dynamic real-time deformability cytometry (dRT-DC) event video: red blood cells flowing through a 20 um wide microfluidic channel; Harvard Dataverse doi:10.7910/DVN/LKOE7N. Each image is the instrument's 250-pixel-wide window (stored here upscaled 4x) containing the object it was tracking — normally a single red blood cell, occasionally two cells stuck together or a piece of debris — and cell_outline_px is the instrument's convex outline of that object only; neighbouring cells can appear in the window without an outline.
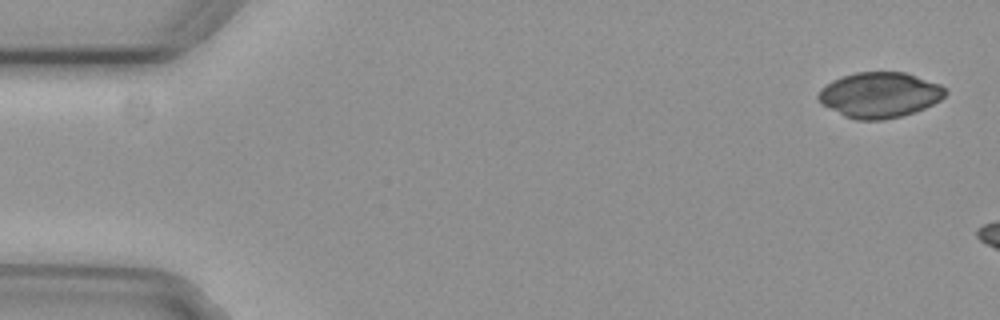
{"species": "common noctule bat (a hibernating species)", "species_latin": "Nyctalus noctula", "temperature_condition": "cold", "stored_images_in_passage": 5, "segment_of_instrument_passage": [2, 2], "camera_frame_rate_fps": 3000, "um_per_image_px": 0.085, "animal": {"sex": "female", "body_mass_g": 29.2, "forearm_length_mm": 56.3}, "frame": {"image": 1, "passage_image": 5, "time_ms": 1.333, "image_size_px": [1000, 320], "cell_outline_px": [[948, 92], [940, 100], [924, 108], [900, 116], [884, 120], [856, 120], [844, 116], [820, 104], [816, 96], [820, 88], [832, 80], [856, 72], [904, 72], [940, 84], [948, 88]], "centroid_in_image_um": [74.74, 8.07], "position_along_channel_um": 10.3, "area_um2": 33.76}}